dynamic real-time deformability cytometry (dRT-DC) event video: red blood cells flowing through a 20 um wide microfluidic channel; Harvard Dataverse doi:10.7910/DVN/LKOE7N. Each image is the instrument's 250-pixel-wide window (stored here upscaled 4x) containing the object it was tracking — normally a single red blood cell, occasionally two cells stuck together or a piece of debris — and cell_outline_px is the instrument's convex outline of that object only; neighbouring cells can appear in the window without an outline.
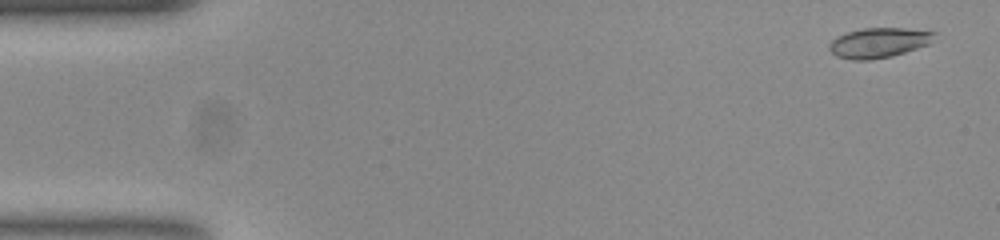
{"species": "common noctule bat (a hibernating species)", "species_latin": "Nyctalus noctula", "temperature_condition": "room temperature", "stored_images_in_passage": 53, "camera_frame_rate_fps": 3000, "um_per_image_px": 0.085, "animal": {"sex": "female", "body_mass_g": 23.0, "forearm_length_mm": 53.4}, "frame": {"image": 1, "passage_image": 2, "time_ms": 0.333, "image_size_px": [1000, 240], "cell_outline_px": [[936, 32], [928, 44], [892, 56], [868, 60], [852, 60], [836, 56], [828, 48], [828, 44], [836, 36], [848, 32], [864, 28], [904, 28]], "centroid_in_image_um": [74.64, 3.63], "position_along_channel_um": 10.4, "area_um2": 18.15}}
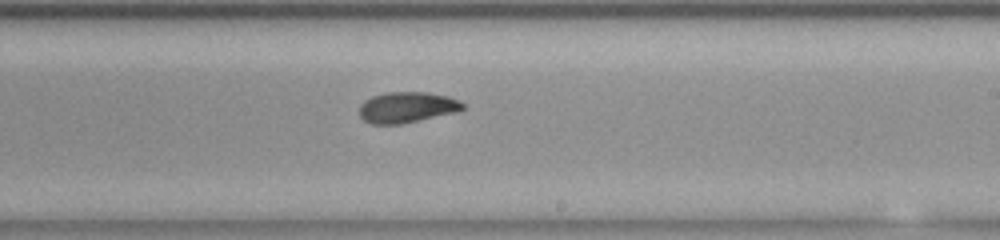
{"frame": {"image": 2, "passage_image": 31, "time_ms": 10.0, "image_size_px": [1000, 240], "cell_outline_px": [[464, 108], [456, 112], [400, 124], [372, 124], [364, 120], [360, 116], [360, 104], [364, 100], [372, 96], [388, 92], [428, 92], [448, 96], [460, 100], [464, 104]], "centroid_in_image_um": [34.59, 9.11], "position_along_channel_um": 254.4, "area_um2": 18.55}}
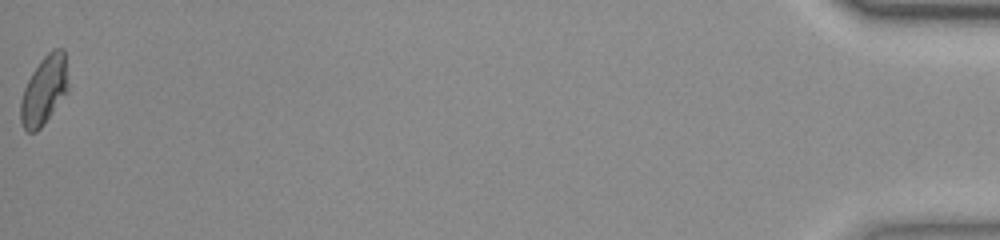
{"frame": {"image": 3, "passage_image": 53, "time_ms": 17.333, "image_size_px": [1000, 240], "cell_outline_px": [[68, 92], [44, 124], [36, 132], [28, 132], [24, 128], [20, 120], [20, 100], [24, 88], [32, 72], [40, 60], [52, 48], [64, 48], [68, 88]], "centroid_in_image_um": [3.74, 7.67], "position_along_channel_um": 431.5, "area_um2": 19.13}, "authors_computed_cell_mechanics": {"area_um2": 18.8428, "velocity_mm_per_s": 3.8409, "shape_relaxation_time_tau1_ms": 8.29, "shape_relaxation_time_tau2_ms": 2.0087, "deformation_change_tau1": 0.1884, "deformation_change_tau2": 0.0551}}